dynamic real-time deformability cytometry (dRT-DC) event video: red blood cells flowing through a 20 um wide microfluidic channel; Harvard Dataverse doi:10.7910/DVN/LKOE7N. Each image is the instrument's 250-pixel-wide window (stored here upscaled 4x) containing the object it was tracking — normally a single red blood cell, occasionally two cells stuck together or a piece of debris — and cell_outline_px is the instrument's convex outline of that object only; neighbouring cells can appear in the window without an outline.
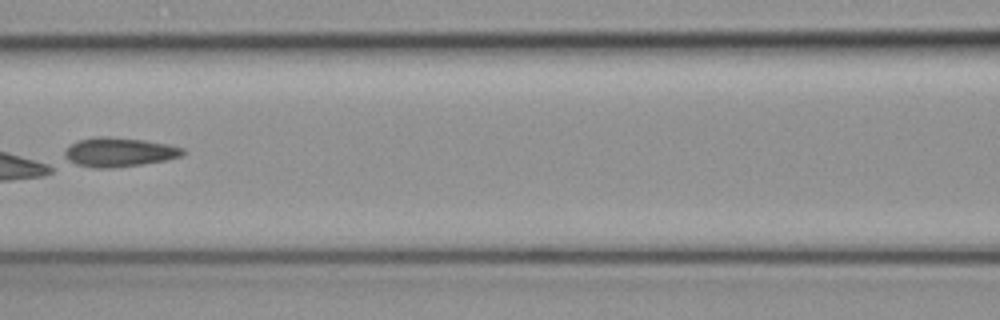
{"species": "common noctule bat (a hibernating species)", "species_latin": "Nyctalus noctula", "temperature_condition": "cold", "stored_images_in_passage": 6, "camera_frame_rate_fps": 3000, "um_per_image_px": 0.085, "animal": {"sex": "female", "body_mass_g": 19.3, "forearm_length_mm": 54.1}, "frame": {"image": 1, "passage_image": 6, "time_ms": 1.667, "image_size_px": [1000, 320], "cell_outline_px": [[188, 152], [184, 156], [168, 160], [112, 168], [92, 168], [76, 164], [68, 160], [64, 156], [64, 152], [72, 144], [80, 140], [96, 136], [104, 136], [144, 140], [168, 144], [184, 148]], "centroid_in_image_um": [10.19, 12.94], "position_along_channel_um": 156.4, "area_um2": 20.17}}